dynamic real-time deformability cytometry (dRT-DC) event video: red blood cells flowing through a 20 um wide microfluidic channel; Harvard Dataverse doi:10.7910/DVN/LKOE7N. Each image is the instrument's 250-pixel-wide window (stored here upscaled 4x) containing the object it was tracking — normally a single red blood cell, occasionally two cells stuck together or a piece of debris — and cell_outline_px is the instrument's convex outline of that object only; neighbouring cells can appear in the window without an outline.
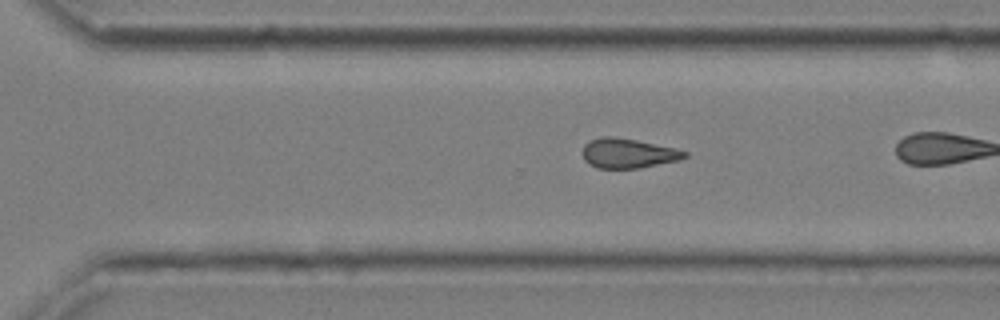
{"species": "common noctule bat (a hibernating species)", "species_latin": "Nyctalus noctula", "temperature_condition": "cold", "stored_images_in_passage": 39, "camera_frame_rate_fps": 3000, "um_per_image_px": 0.085, "animal": {"sex": "male", "body_mass_g": 20.4}, "frame": {"image": 1, "passage_image": 34, "time_ms": 11.0, "image_size_px": [1000, 320], "cell_outline_px": [[688, 156], [680, 160], [640, 168], [596, 168], [588, 164], [584, 160], [584, 144], [588, 140], [604, 136], [612, 136], [636, 140], [676, 148], [688, 152]], "centroid_in_image_um": [53.4, 13.03], "position_along_channel_um": 317.2, "area_um2": 17.74}}